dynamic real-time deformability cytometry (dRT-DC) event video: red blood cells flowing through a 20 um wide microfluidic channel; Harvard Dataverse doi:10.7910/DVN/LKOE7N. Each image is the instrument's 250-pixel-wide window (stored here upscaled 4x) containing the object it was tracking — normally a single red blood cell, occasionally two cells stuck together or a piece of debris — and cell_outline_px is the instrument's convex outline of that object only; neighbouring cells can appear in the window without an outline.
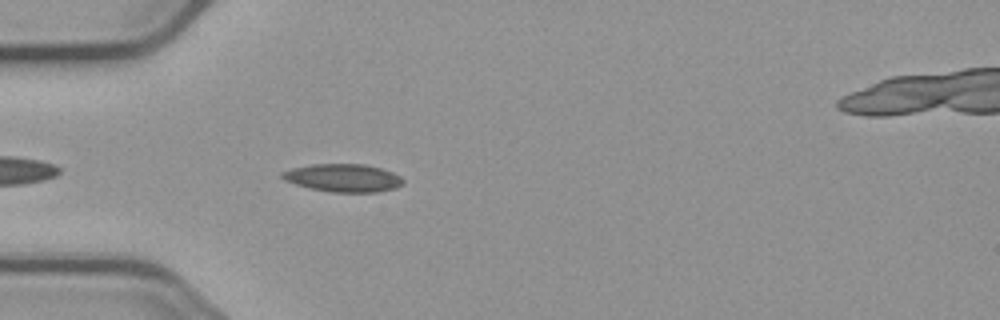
{"species": "common noctule bat (a hibernating species)", "species_latin": "Nyctalus noctula", "temperature_condition": "cold", "stored_images_in_passage": 2, "camera_frame_rate_fps": 3000, "um_per_image_px": 0.085, "animal": {"sex": "male", "body_mass_g": 23.1, "forearm_length_mm": 52.7}, "frame": {"image": 1, "passage_image": 1, "time_ms": 0.0, "image_size_px": [1000, 320], "cell_outline_px": [[404, 184], [396, 188], [376, 192], [332, 192], [312, 188], [296, 184], [284, 180], [280, 176], [280, 172], [292, 168], [312, 164], [364, 164], [380, 168], [392, 172], [400, 176], [404, 180]], "centroid_in_image_um": [29.18, 15.12], "position_along_channel_um": 55.8, "area_um2": 19.65}}